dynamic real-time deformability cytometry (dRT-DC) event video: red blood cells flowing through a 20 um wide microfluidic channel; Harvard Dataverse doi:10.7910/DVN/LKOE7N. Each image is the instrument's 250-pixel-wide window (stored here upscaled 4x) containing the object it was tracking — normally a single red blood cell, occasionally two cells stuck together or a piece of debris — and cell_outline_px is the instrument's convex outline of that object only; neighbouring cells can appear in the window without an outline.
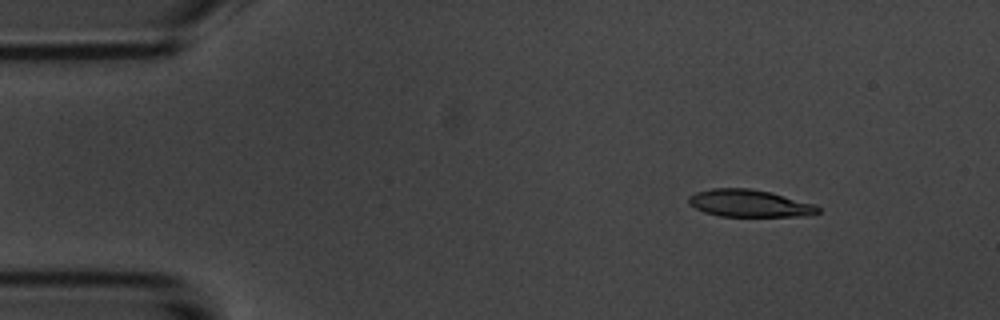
{"species": "common noctule bat (a hibernating species)", "species_latin": "Nyctalus noctula", "temperature_condition": "room temperature", "stored_images_in_passage": 4, "camera_frame_rate_fps": 3000, "um_per_image_px": 0.085, "animal": {"sex": "male", "body_mass_g": 20.1, "forearm_length_mm": 53.5}, "frame": {"image": 1, "passage_image": 2, "time_ms": 1.333, "image_size_px": [1000, 320], "cell_outline_px": [[820, 212], [808, 216], [720, 216], [704, 212], [688, 204], [688, 196], [696, 192], [712, 188], [748, 188], [772, 192], [816, 204], [820, 208]], "centroid_in_image_um": [63.72, 17.28], "position_along_channel_um": 21.3, "area_um2": 20.75}}